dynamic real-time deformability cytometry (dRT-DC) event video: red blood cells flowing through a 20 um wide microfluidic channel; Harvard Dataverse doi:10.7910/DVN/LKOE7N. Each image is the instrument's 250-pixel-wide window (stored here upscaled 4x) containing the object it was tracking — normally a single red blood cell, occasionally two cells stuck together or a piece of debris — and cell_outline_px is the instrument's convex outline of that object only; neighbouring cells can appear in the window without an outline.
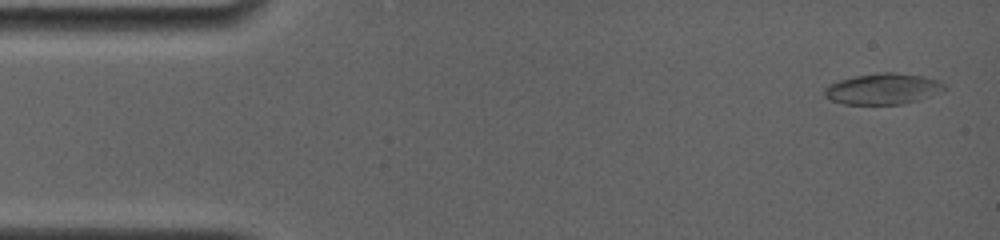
{"species": "common noctule bat (a hibernating species)", "species_latin": "Nyctalus noctula", "temperature_condition": "room temperature", "stored_images_in_passage": 61, "camera_frame_rate_fps": 4000, "um_per_image_px": 0.085, "animal": {"sex": "female", "body_mass_g": 19.0, "forearm_length_mm": 56.7}, "frame": {"image": 1, "passage_image": 1, "time_ms": 0.0, "image_size_px": [1000, 240], "cell_outline_px": [[948, 88], [940, 92], [916, 100], [900, 104], [844, 104], [832, 100], [824, 96], [824, 88], [828, 84], [840, 80], [856, 76], [880, 72], [896, 72], [924, 76], [948, 84]], "centroid_in_image_um": [75.06, 7.54], "position_along_channel_um": 9.9, "area_um2": 21.62}}
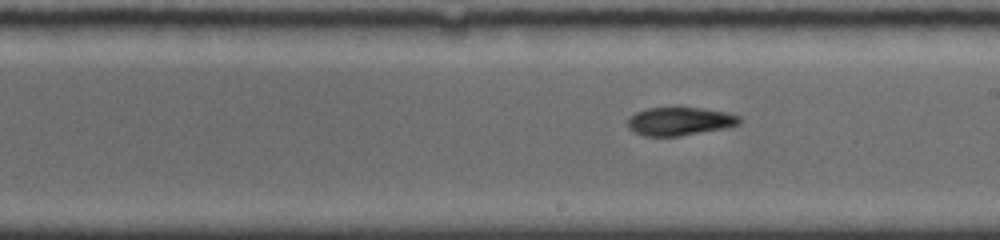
{"frame": {"image": 2, "passage_image": 36, "time_ms": 8.75, "image_size_px": [1000, 240], "cell_outline_px": [[740, 124], [728, 128], [680, 136], [644, 136], [628, 128], [628, 120], [636, 112], [648, 108], [676, 104], [724, 112], [740, 116]], "centroid_in_image_um": [57.79, 10.27], "position_along_channel_um": 231.2, "area_um2": 19.02}}
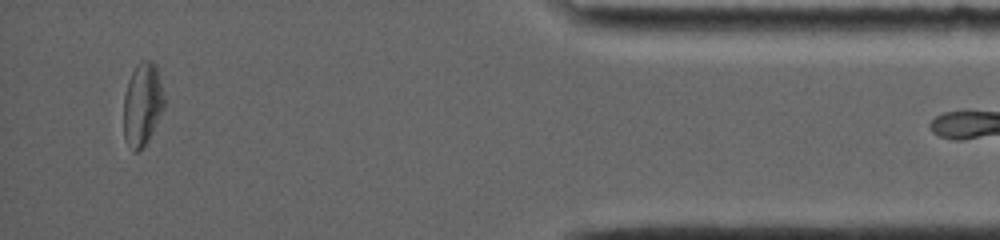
{"frame": {"image": 3, "passage_image": 59, "time_ms": 15.0, "image_size_px": [1000, 240], "cell_outline_px": [[164, 108], [148, 140], [136, 152], [132, 152], [124, 136], [124, 96], [128, 80], [136, 64], [140, 60], [152, 60], [156, 64], [164, 96]], "centroid_in_image_um": [12.1, 8.83], "position_along_channel_um": 423.1, "area_um2": 19.59}}